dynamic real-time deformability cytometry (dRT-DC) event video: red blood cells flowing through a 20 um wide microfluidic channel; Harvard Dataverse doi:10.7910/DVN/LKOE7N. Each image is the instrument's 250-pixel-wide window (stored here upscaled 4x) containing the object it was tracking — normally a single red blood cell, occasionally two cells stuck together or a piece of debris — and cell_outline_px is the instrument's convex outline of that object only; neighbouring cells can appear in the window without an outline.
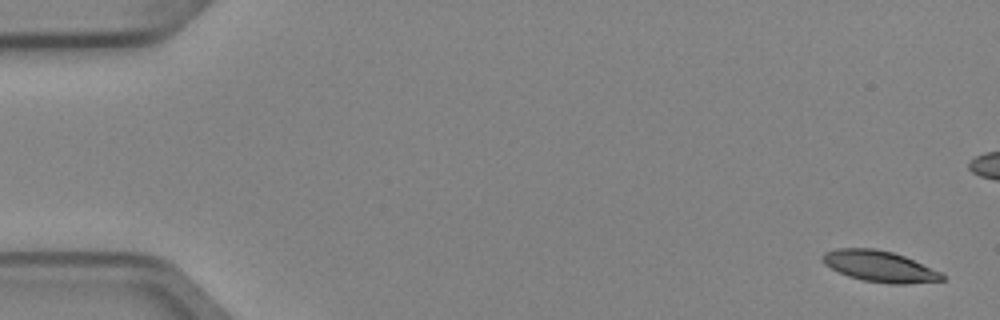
{"species": "Egyptian fruit bat (a non-hibernating species)", "species_latin": "Rousettus aegyptiacus", "temperature_condition": "cold", "stored_images_in_passage": 3, "camera_frame_rate_fps": 3000, "um_per_image_px": 0.085, "animal": {"sex": "female"}, "frame": {"image": 1, "passage_image": 1, "time_ms": 0.0, "image_size_px": [1000, 320], "cell_outline_px": [[944, 280], [908, 284], [888, 284], [864, 280], [848, 276], [824, 264], [820, 260], [820, 256], [824, 252], [836, 248], [876, 248], [892, 252], [904, 256], [940, 272], [944, 276]], "centroid_in_image_um": [74.72, 22.63], "position_along_channel_um": 10.3, "area_um2": 21.62}}